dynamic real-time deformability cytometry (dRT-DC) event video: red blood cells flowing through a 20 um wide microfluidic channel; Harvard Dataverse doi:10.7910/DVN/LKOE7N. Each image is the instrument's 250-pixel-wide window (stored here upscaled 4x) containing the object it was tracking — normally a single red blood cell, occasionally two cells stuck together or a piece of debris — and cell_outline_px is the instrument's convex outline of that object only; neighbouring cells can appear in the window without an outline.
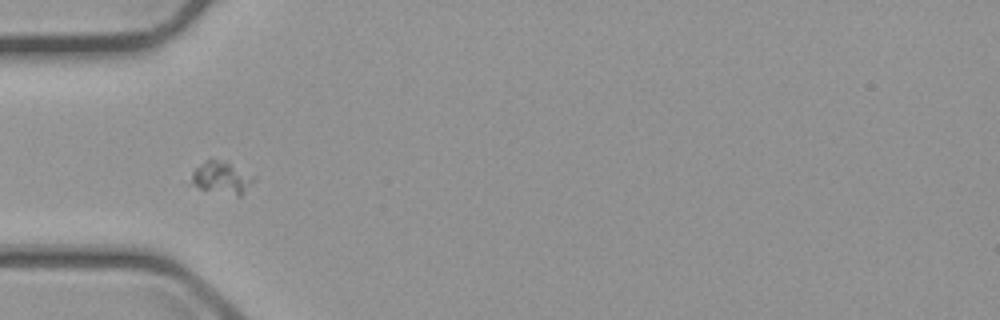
{"species": "common noctule bat (a hibernating species)", "species_latin": "Nyctalus noctula", "temperature_condition": "cold", "stored_images_in_passage": 8, "camera_frame_rate_fps": 3000, "um_per_image_px": 0.085, "animal": {"sex": "male", "body_mass_g": 23.1, "forearm_length_mm": 52.7}, "frame": {"image": 1, "passage_image": 6, "time_ms": 6.0, "image_size_px": [1000, 320], "cell_outline_px": [[256, 180], [240, 196], [200, 188], [188, 184], [192, 172], [200, 164], [208, 160], [228, 160], [256, 176]], "centroid_in_image_um": [18.87, 15.08], "position_along_channel_um": 66.1, "area_um2": 12.02}}
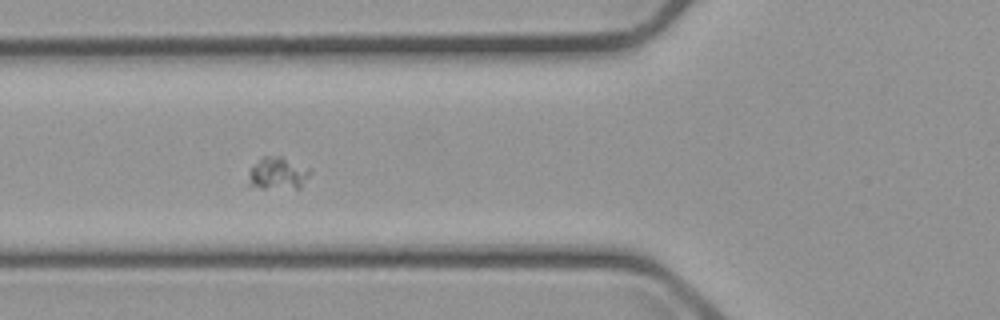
{"frame": {"image": 2, "passage_image": 7, "time_ms": 7.0, "image_size_px": [1000, 320], "cell_outline_px": [[312, 172], [300, 188], [260, 188], [248, 184], [248, 172], [264, 156], [280, 156], [308, 168]], "centroid_in_image_um": [23.62, 14.76], "position_along_channel_um": 102.2, "area_um2": 11.39}}
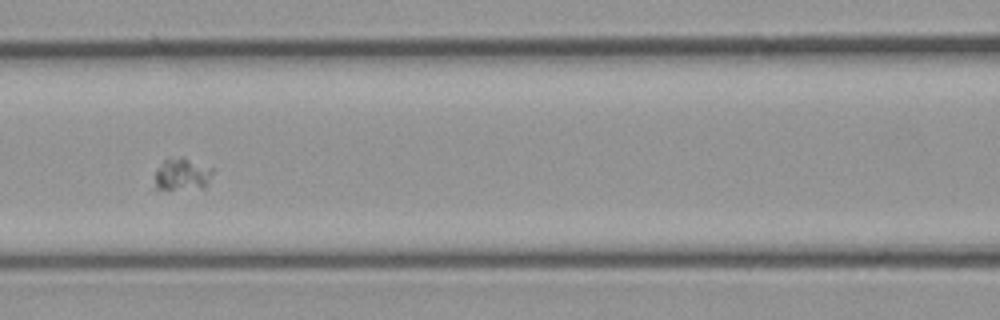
{"frame": {"image": 3, "passage_image": 8, "time_ms": 8.333, "image_size_px": [1000, 320], "cell_outline_px": [[212, 172], [204, 188], [156, 188], [156, 172], [164, 160], [184, 156], [212, 168]], "centroid_in_image_um": [15.51, 14.78], "position_along_channel_um": 151.1, "area_um2": 10.4}}